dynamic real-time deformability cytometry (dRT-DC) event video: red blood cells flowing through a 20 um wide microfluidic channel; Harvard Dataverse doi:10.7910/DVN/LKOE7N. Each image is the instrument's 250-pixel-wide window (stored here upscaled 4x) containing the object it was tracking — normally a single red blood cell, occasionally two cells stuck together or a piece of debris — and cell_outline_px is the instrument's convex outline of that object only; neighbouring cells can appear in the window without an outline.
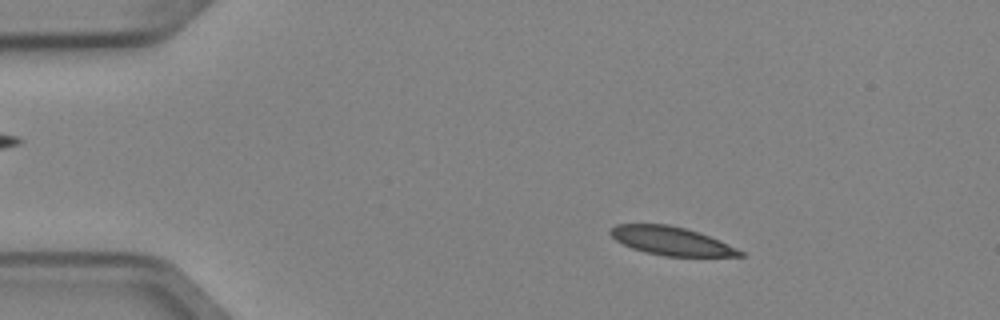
{"species": "Egyptian fruit bat (a non-hibernating species)", "species_latin": "Rousettus aegyptiacus", "temperature_condition": "cold", "stored_images_in_passage": 4, "camera_frame_rate_fps": 3000, "um_per_image_px": 0.085, "animal": {"sex": "female"}, "frame": {"image": 1, "passage_image": 2, "time_ms": 0.333, "image_size_px": [1000, 320], "cell_outline_px": [[744, 256], [664, 256], [644, 252], [632, 248], [616, 240], [608, 232], [616, 224], [668, 224], [700, 232], [720, 240], [744, 252]], "centroid_in_image_um": [57.06, 20.48], "position_along_channel_um": 27.9, "area_um2": 21.39}}
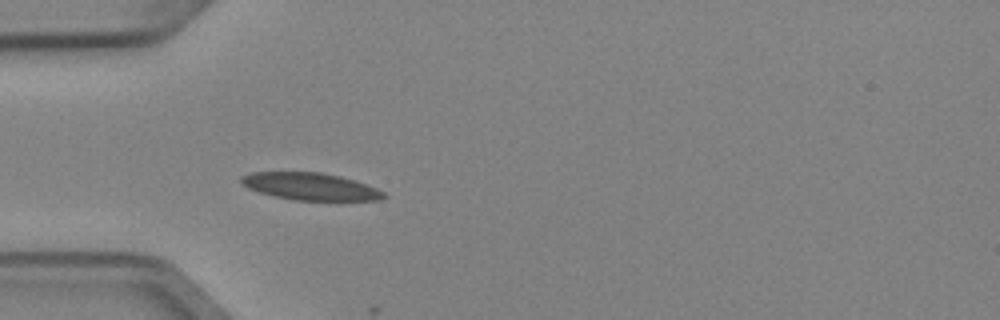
{"frame": {"image": 2, "passage_image": 4, "time_ms": 1.0, "image_size_px": [1000, 320], "cell_outline_px": [[388, 196], [380, 200], [296, 200], [272, 196], [248, 188], [240, 180], [240, 176], [252, 172], [320, 172], [340, 176], [356, 180], [376, 188], [384, 192]], "centroid_in_image_um": [26.4, 15.84], "position_along_channel_um": 58.6, "area_um2": 22.6}}